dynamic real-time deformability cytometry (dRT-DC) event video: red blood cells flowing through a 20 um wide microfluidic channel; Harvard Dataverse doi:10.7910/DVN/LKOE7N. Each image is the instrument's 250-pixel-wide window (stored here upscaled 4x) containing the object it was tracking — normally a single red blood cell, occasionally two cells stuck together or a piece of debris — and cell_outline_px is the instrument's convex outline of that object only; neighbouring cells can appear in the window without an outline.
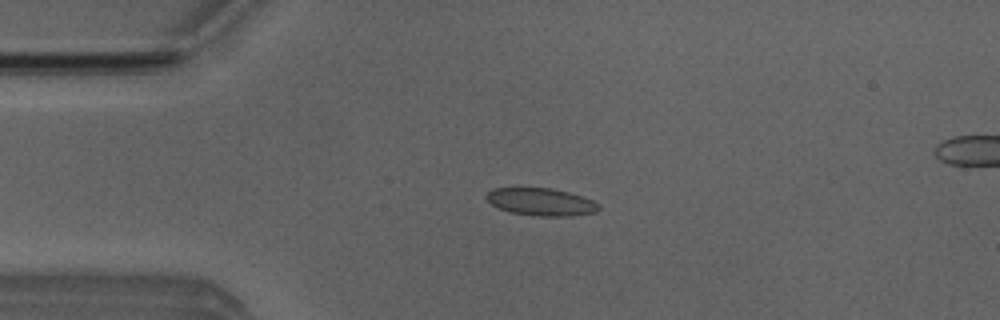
{"species": "Egyptian fruit bat (a non-hibernating species)", "species_latin": "Rousettus aegyptiacus", "temperature_condition": "room temperature", "stored_images_in_passage": 53, "segment_of_instrument_passage": [1, 2], "camera_frame_rate_fps": 3000, "um_per_image_px": 0.085, "animal": {"sex": "male"}, "frame": {"image": 1, "passage_image": 12, "time_ms": 3.667, "image_size_px": [1000, 320], "cell_outline_px": [[600, 208], [596, 212], [572, 216], [540, 216], [508, 212], [496, 208], [484, 196], [492, 188], [552, 188], [568, 192], [592, 200], [600, 204]], "centroid_in_image_um": [45.97, 17.16], "position_along_channel_um": 39.0, "area_um2": 18.09}}
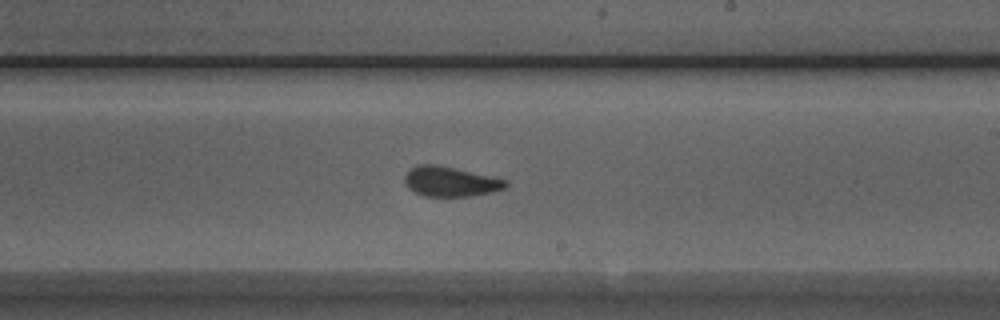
{"frame": {"image": 2, "passage_image": 30, "time_ms": 9.667, "image_size_px": [1000, 320], "cell_outline_px": [[508, 184], [504, 188], [492, 192], [472, 196], [424, 196], [408, 188], [404, 180], [404, 176], [416, 164], [436, 164], [508, 180]], "centroid_in_image_um": [38.28, 15.43], "position_along_channel_um": 250.7, "area_um2": 17.46}}
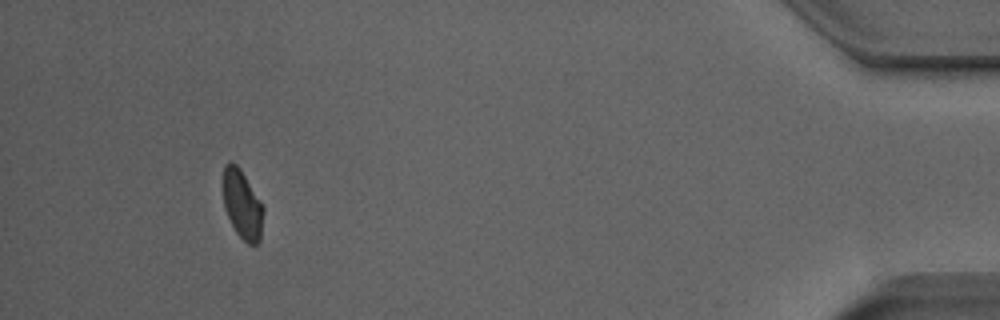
{"frame": {"image": 3, "passage_image": 48, "time_ms": 15.667, "image_size_px": [1000, 320], "cell_outline_px": [[264, 212], [260, 240], [256, 244], [248, 244], [236, 232], [224, 208], [224, 164], [236, 164], [240, 168], [264, 204]], "centroid_in_image_um": [20.63, 17.4], "position_along_channel_um": 414.6, "area_um2": 16.07}}